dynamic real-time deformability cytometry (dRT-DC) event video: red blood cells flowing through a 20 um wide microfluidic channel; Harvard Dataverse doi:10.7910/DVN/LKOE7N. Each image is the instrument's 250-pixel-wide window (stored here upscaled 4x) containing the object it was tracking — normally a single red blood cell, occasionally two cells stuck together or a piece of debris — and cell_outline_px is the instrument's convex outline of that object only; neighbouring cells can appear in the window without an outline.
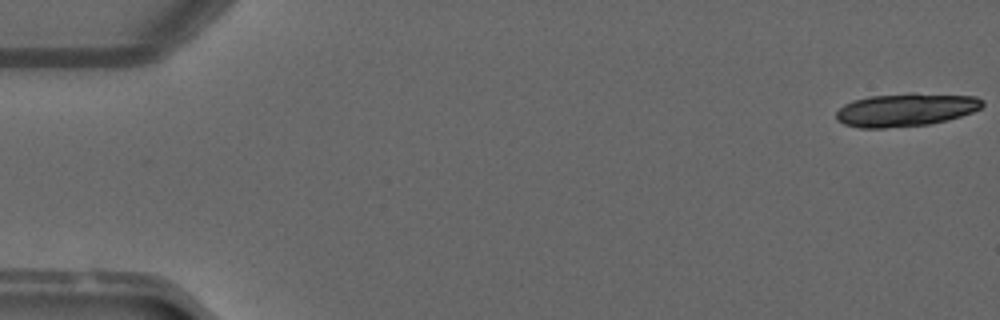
{"species": "common noctule bat (a hibernating species)", "species_latin": "Nyctalus noctula", "temperature_condition": "warm", "stored_images_in_passage": 5, "camera_frame_rate_fps": 3000, "um_per_image_px": 0.085, "animal": {"sex": "male", "forearm_length_mm": 52.5}, "frame": {"image": 1, "passage_image": 1, "time_ms": 0.0, "image_size_px": [1000, 320], "cell_outline_px": [[984, 104], [980, 108], [972, 112], [948, 120], [928, 124], [884, 128], [860, 128], [844, 124], [836, 120], [836, 112], [844, 104], [852, 100], [868, 96], [912, 92], [976, 96], [984, 100]], "centroid_in_image_um": [76.99, 9.31], "position_along_channel_um": 8.0, "area_um2": 28.55}}